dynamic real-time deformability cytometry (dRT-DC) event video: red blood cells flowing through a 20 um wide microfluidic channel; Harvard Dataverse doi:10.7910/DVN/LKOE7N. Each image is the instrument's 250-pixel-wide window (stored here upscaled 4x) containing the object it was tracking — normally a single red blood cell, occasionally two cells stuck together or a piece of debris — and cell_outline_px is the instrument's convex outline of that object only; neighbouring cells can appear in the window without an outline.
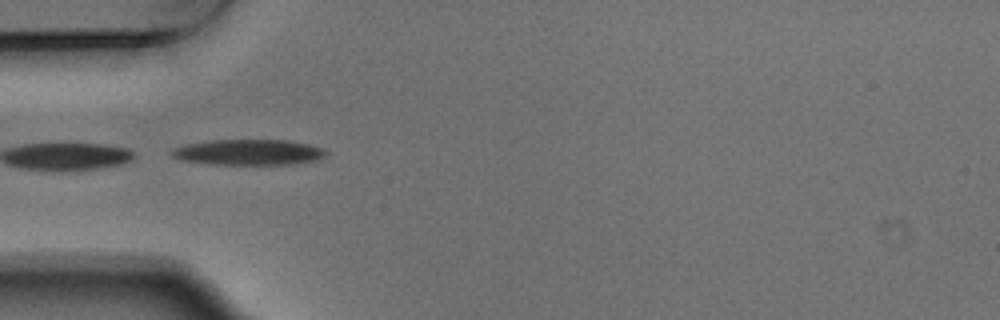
{"species": "Egyptian fruit bat (a non-hibernating species)", "species_latin": "Rousettus aegyptiacus", "temperature_condition": "warm", "stored_images_in_passage": 5, "camera_frame_rate_fps": 3000, "um_per_image_px": 0.085, "animal": {"sex": "male"}, "frame": {"image": 1, "passage_image": 5, "time_ms": 1.333, "image_size_px": [1000, 320], "cell_outline_px": [[328, 152], [320, 160], [288, 164], [208, 164], [180, 160], [172, 156], [168, 152], [172, 148], [188, 144], [208, 140], [288, 140], [308, 144], [324, 148]], "centroid_in_image_um": [21.11, 12.94], "position_along_channel_um": 63.9, "area_um2": 23.24}}